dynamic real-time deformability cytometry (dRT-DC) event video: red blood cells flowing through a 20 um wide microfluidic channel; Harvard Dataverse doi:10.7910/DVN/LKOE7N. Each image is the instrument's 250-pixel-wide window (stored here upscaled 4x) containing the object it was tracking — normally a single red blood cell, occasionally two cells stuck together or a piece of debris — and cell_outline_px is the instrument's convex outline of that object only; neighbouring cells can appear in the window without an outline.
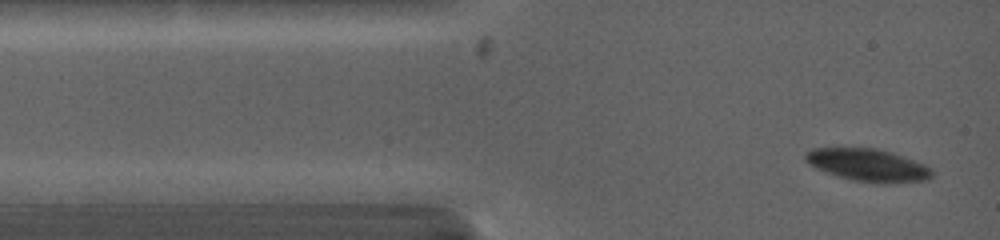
{"species": "common noctule bat (a hibernating species)", "species_latin": "Nyctalus noctula", "temperature_condition": "warm", "stored_images_in_passage": 16, "camera_frame_rate_fps": 5000, "um_per_image_px": 0.085, "animal": {"sex": "female", "body_mass_g": 19.0, "forearm_length_mm": 53.3}, "frame": {"image": 1, "passage_image": 1, "time_ms": 0.0, "image_size_px": [1000, 240], "cell_outline_px": [[932, 176], [928, 180], [880, 184], [852, 180], [836, 176], [824, 172], [808, 164], [804, 160], [804, 152], [812, 148], [876, 148], [892, 152], [904, 156], [924, 164], [932, 168]], "centroid_in_image_um": [73.75, 14.03], "position_along_channel_um": 11.3, "area_um2": 24.33}}
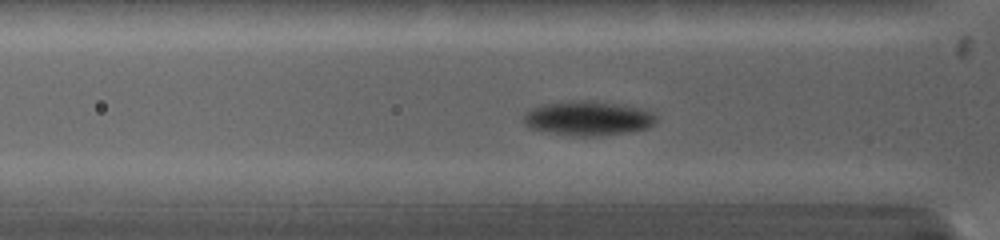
{"frame": {"image": 2, "passage_image": 10, "time_ms": 2.6, "image_size_px": [1000, 240], "cell_outline_px": [[656, 120], [648, 128], [600, 136], [568, 136], [528, 128], [524, 124], [524, 116], [528, 108], [540, 104], [560, 100], [596, 100], [624, 104], [640, 108], [652, 112], [656, 116]], "centroid_in_image_um": [49.91, 10.03], "position_along_channel_um": 75.9, "area_um2": 27.28}}
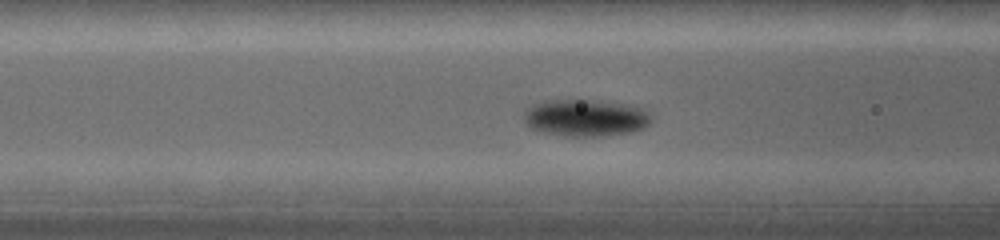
{"frame": {"image": 3, "passage_image": 13, "time_ms": 3.6, "image_size_px": [1000, 240], "cell_outline_px": [[652, 120], [644, 128], [628, 132], [600, 136], [568, 136], [548, 132], [532, 128], [524, 120], [524, 112], [532, 104], [544, 100], [600, 100], [644, 108]], "centroid_in_image_um": [49.77, 9.99], "position_along_channel_um": 116.8, "area_um2": 27.11}}